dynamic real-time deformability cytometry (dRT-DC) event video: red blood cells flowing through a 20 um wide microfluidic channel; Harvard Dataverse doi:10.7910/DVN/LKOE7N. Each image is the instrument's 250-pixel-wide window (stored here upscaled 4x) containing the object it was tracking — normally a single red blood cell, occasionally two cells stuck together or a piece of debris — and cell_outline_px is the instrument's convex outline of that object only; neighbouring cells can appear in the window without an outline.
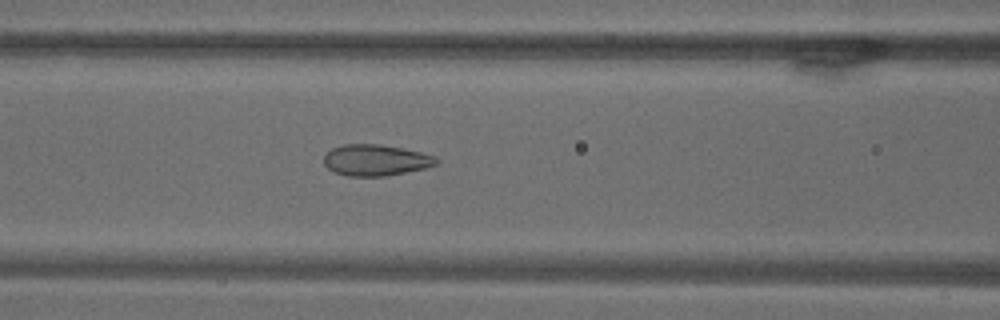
{"species": "common noctule bat (a hibernating species)", "species_latin": "Nyctalus noctula", "temperature_condition": "warm", "stored_images_in_passage": 70, "camera_frame_rate_fps": 3000, "um_per_image_px": 0.085, "animal": {"sex": "male", "body_mass_g": 18.8}, "frame": {"image": 1, "passage_image": 30, "time_ms": 9.667, "image_size_px": [1000, 320], "cell_outline_px": [[440, 160], [436, 164], [424, 168], [384, 176], [348, 176], [336, 172], [328, 168], [324, 164], [324, 156], [332, 148], [344, 144], [380, 144], [404, 148], [436, 156]], "centroid_in_image_um": [31.94, 13.6], "position_along_channel_um": 134.7, "area_um2": 20.35}}
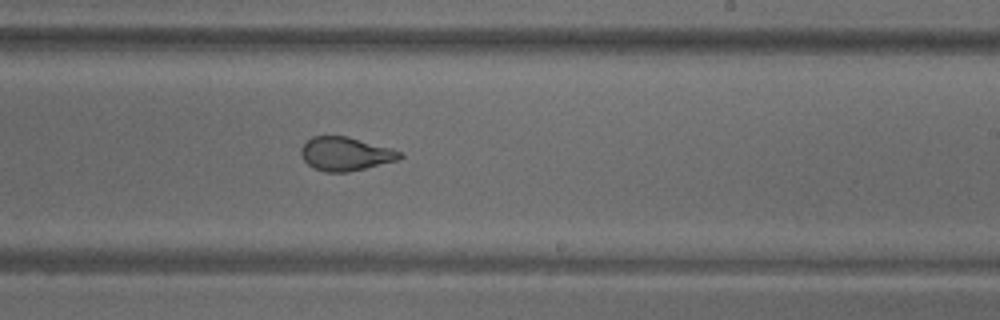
{"frame": {"image": 2, "passage_image": 43, "time_ms": 14.0, "image_size_px": [1000, 320], "cell_outline_px": [[404, 156], [400, 160], [348, 172], [324, 172], [308, 164], [304, 160], [300, 152], [300, 148], [312, 136], [348, 136], [392, 148], [400, 152]], "centroid_in_image_um": [29.39, 13.07], "position_along_channel_um": 259.6, "area_um2": 19.42}}
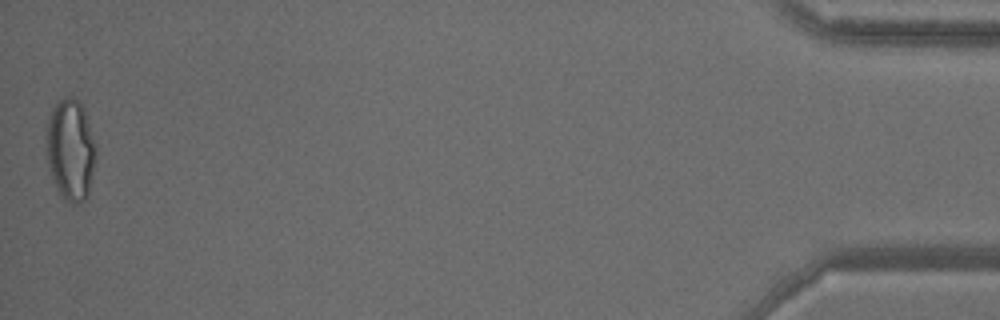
{"frame": {"image": 3, "passage_image": 70, "time_ms": 23.0, "image_size_px": [1000, 320], "cell_outline_px": [[96, 152], [88, 196], [84, 200], [76, 204], [72, 204], [64, 200], [60, 196], [56, 188], [48, 164], [48, 120], [56, 104], [60, 100], [68, 96], [72, 96], [80, 100], [96, 144]], "centroid_in_image_um": [6.03, 12.76], "position_along_channel_um": 429.2, "area_um2": 28.84}}